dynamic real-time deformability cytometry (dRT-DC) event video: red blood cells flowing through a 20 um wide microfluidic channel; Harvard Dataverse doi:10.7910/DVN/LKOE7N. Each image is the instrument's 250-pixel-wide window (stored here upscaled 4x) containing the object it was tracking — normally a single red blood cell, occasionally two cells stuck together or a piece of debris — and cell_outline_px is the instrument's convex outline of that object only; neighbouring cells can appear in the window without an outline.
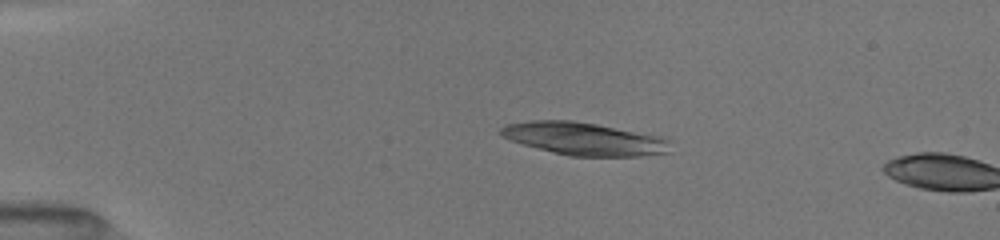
{"species": "common noctule bat (a hibernating species)", "species_latin": "Nyctalus noctula", "temperature_condition": "room temperature", "stored_images_in_passage": 7, "camera_frame_rate_fps": 3000, "um_per_image_px": 0.085, "animal": {"sex": "female", "body_mass_g": 19.5, "forearm_length_mm": 54.1}, "frame": {"image": 1, "passage_image": 6, "time_ms": 3.0, "image_size_px": [1000, 240], "cell_outline_px": [[664, 152], [636, 156], [568, 156], [524, 144], [500, 136], [500, 128], [508, 124], [536, 120], [572, 120], [596, 124], [648, 136], [664, 140]], "centroid_in_image_um": [49.41, 11.79], "position_along_channel_um": 35.6, "area_um2": 30.63}}